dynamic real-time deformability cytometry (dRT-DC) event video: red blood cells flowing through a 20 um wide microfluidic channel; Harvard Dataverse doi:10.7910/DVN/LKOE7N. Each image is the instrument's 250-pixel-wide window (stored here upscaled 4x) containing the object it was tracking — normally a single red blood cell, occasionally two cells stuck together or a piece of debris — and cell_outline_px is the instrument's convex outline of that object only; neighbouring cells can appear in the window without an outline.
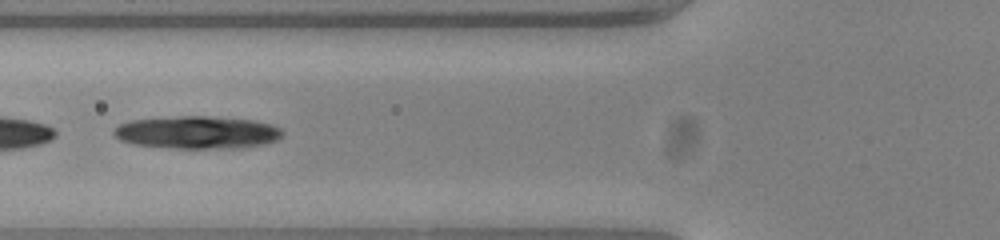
{"species": "common noctule bat (a hibernating species)", "species_latin": "Nyctalus noctula", "temperature_condition": "warm", "stored_images_in_passage": 52, "camera_frame_rate_fps": 3000, "um_per_image_px": 0.085, "animal": {"sex": "female", "body_mass_g": 23.0, "forearm_length_mm": 53.4}, "frame": {"image": 1, "passage_image": 20, "time_ms": 6.333, "image_size_px": [1000, 240], "cell_outline_px": [[284, 132], [276, 140], [264, 144], [236, 148], [176, 148], [132, 144], [120, 140], [112, 132], [112, 128], [128, 120], [180, 116], [208, 116], [256, 120], [272, 124], [280, 128]], "centroid_in_image_um": [16.75, 11.24], "position_along_channel_um": 109.1, "area_um2": 32.25}}
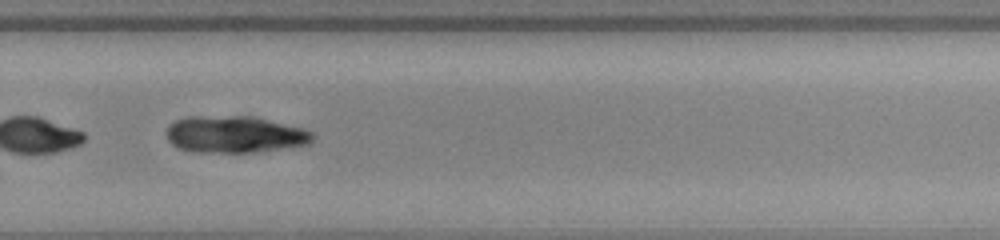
{"frame": {"image": 2, "passage_image": 36, "time_ms": 11.667, "image_size_px": [1000, 240], "cell_outline_px": [[312, 140], [308, 144], [256, 152], [196, 152], [180, 148], [172, 144], [168, 140], [164, 132], [168, 124], [176, 120], [188, 116], [256, 116], [304, 128], [312, 132]], "centroid_in_image_um": [19.92, 11.41], "position_along_channel_um": 309.9, "area_um2": 31.62}}